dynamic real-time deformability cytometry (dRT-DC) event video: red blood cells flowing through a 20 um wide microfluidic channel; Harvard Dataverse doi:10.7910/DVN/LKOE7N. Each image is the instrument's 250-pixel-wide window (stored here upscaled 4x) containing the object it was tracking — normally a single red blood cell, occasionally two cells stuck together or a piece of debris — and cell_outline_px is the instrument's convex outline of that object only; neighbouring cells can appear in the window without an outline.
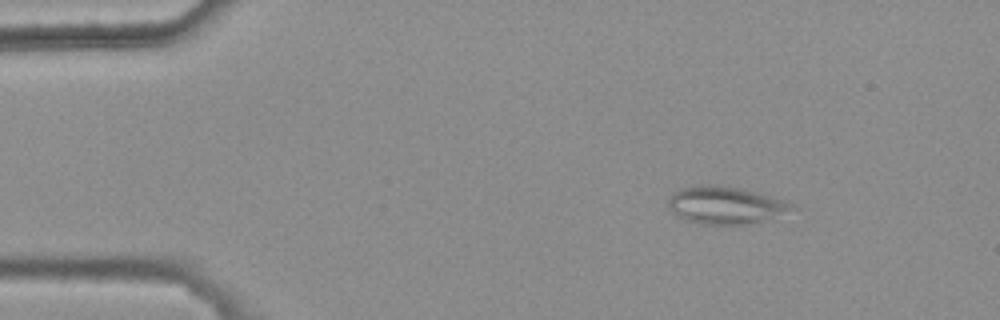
{"species": "common noctule bat (a hibernating species)", "species_latin": "Nyctalus noctula", "temperature_condition": "warm", "stored_images_in_passage": 4, "camera_frame_rate_fps": 3000, "um_per_image_px": 0.085, "animal": {"sex": "female", "body_mass_g": 25.1}, "frame": {"image": 1, "passage_image": 2, "time_ms": 0.333, "image_size_px": [1000, 320], "cell_outline_px": [[800, 208], [760, 220], [740, 224], [704, 224], [684, 220], [676, 216], [672, 212], [668, 204], [668, 196], [672, 192], [680, 188], [696, 184], [716, 184], [744, 188], [784, 200]], "centroid_in_image_um": [61.59, 17.4], "position_along_channel_um": 23.4, "area_um2": 27.11}}